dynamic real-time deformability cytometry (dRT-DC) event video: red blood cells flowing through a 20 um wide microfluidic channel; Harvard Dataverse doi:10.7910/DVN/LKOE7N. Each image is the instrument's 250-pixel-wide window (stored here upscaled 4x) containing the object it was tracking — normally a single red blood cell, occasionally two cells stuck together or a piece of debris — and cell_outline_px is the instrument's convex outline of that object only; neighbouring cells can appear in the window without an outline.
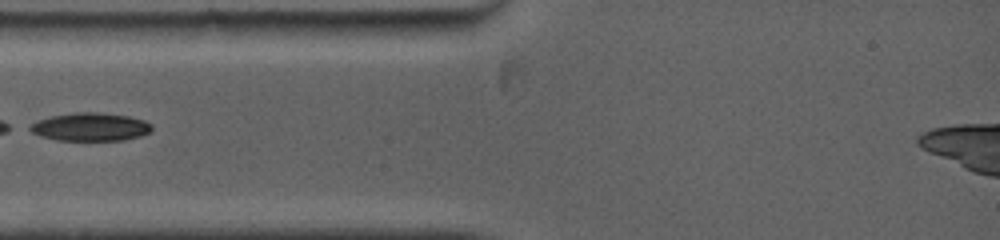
{"species": "common noctule bat (a hibernating species)", "species_latin": "Nyctalus noctula", "temperature_condition": "warm", "stored_images_in_passage": 3, "camera_frame_rate_fps": 5000, "um_per_image_px": 0.085, "animal": {"sex": "female", "body_mass_g": 19.0, "forearm_length_mm": 53.3}, "frame": {"image": 1, "passage_image": 1, "time_ms": 0.0, "image_size_px": [1000, 240], "cell_outline_px": [[152, 128], [148, 132], [140, 136], [124, 140], [56, 140], [40, 136], [24, 128], [40, 120], [52, 116], [76, 112], [96, 112], [128, 116], [144, 120], [152, 124]], "centroid_in_image_um": [7.66, 10.79], "position_along_channel_um": 77.3, "area_um2": 19.88}}
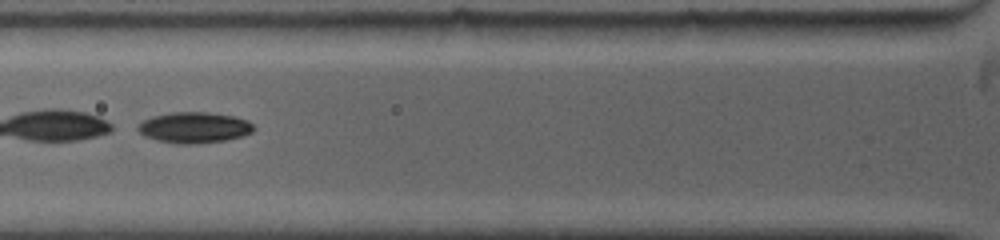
{"frame": {"image": 2, "passage_image": 2, "time_ms": 0.8, "image_size_px": [1000, 240], "cell_outline_px": [[256, 128], [252, 132], [244, 136], [224, 140], [192, 144], [176, 144], [156, 140], [144, 136], [136, 128], [144, 120], [152, 116], [172, 112], [208, 112], [232, 116], [248, 120]], "centroid_in_image_um": [16.51, 10.84], "position_along_channel_um": 109.3, "area_um2": 20.87}}